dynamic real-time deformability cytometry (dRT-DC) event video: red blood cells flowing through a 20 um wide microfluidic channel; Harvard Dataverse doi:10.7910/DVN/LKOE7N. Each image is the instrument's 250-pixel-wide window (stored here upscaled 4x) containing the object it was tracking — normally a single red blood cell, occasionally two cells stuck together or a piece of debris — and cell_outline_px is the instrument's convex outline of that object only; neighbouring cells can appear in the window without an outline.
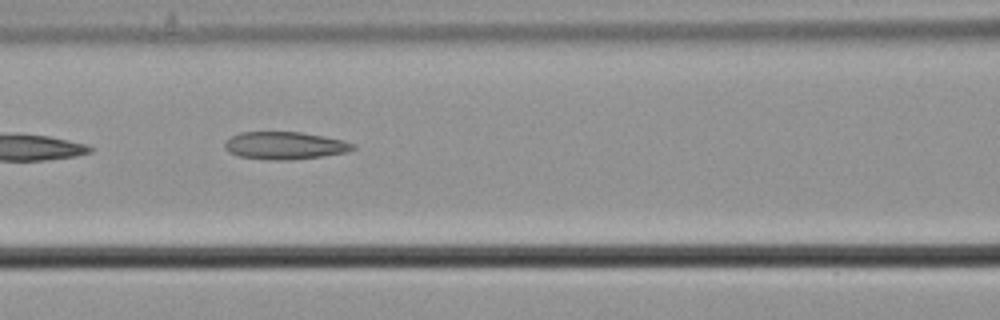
{"species": "common noctule bat (a hibernating species)", "species_latin": "Nyctalus noctula", "temperature_condition": "cold", "stored_images_in_passage": 9, "camera_frame_rate_fps": 3000, "um_per_image_px": 0.085, "animal": {"sex": "male", "body_mass_g": 21.5, "forearm_length_mm": 52.0}, "frame": {"image": 1, "passage_image": 6, "time_ms": 1.667, "image_size_px": [1000, 320], "cell_outline_px": [[356, 148], [348, 152], [320, 156], [288, 160], [272, 160], [240, 156], [228, 152], [224, 148], [224, 140], [240, 132], [300, 132], [324, 136], [344, 140], [356, 144]], "centroid_in_image_um": [24.21, 12.36], "position_along_channel_um": 142.4, "area_um2": 20.63}}
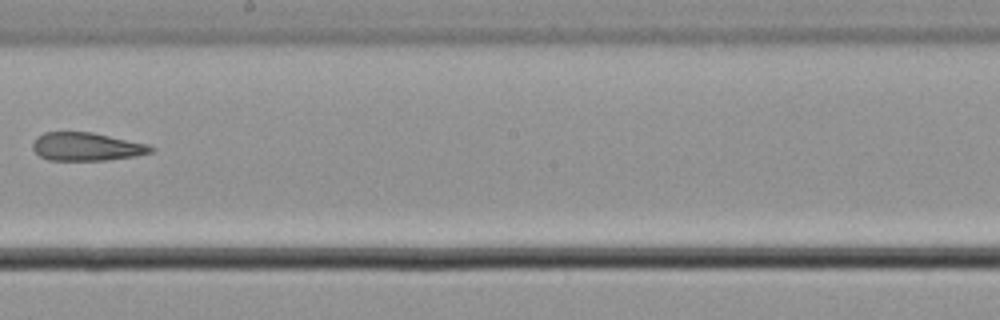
{"frame": {"image": 2, "passage_image": 8, "time_ms": 2.333, "image_size_px": [1000, 320], "cell_outline_px": [[156, 148], [152, 152], [136, 156], [108, 160], [48, 160], [40, 156], [32, 148], [32, 144], [36, 136], [44, 132], [92, 132], [148, 144]], "centroid_in_image_um": [7.36, 12.46], "position_along_channel_um": 240.8, "area_um2": 19.54}}
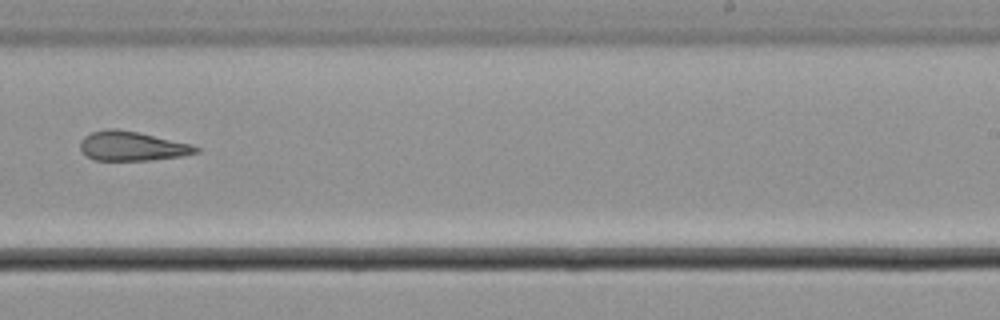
{"frame": {"image": 3, "passage_image": 9, "time_ms": 2.667, "image_size_px": [1000, 320], "cell_outline_px": [[200, 152], [184, 156], [152, 160], [92, 160], [80, 148], [80, 140], [84, 136], [92, 132], [108, 128], [116, 128], [136, 132], [192, 144], [200, 148]], "centroid_in_image_um": [11.24, 12.42], "position_along_channel_um": 277.8, "area_um2": 19.83}}